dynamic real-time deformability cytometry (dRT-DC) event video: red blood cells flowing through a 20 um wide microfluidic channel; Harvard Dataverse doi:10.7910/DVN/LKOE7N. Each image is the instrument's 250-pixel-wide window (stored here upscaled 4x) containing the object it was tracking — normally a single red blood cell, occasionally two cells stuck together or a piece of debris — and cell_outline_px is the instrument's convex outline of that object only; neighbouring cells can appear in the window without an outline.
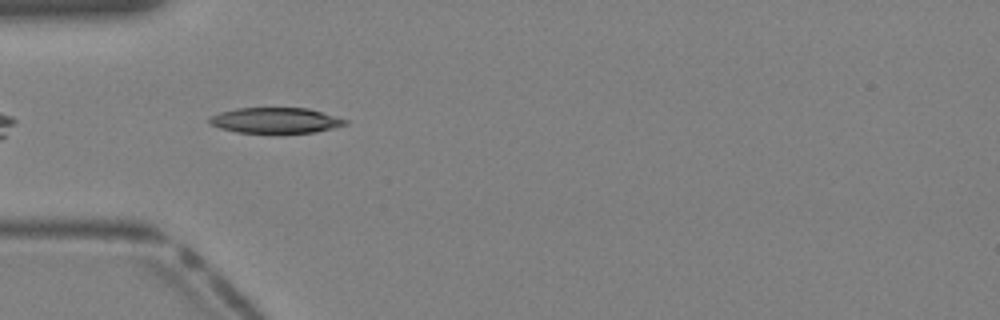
{"species": "Egyptian fruit bat (a non-hibernating species)", "species_latin": "Rousettus aegyptiacus", "temperature_condition": "warm", "stored_images_in_passage": 29, "camera_frame_rate_fps": 3000, "um_per_image_px": 0.085, "animal": {"sex": "female"}, "frame": {"image": 1, "passage_image": 2, "time_ms": 0.333, "image_size_px": [1000, 320], "cell_outline_px": [[348, 124], [316, 132], [236, 132], [220, 128], [208, 124], [208, 120], [212, 116], [220, 112], [236, 108], [308, 108], [336, 116], [348, 120]], "centroid_in_image_um": [23.41, 10.22], "position_along_channel_um": 61.6, "area_um2": 20.06}}
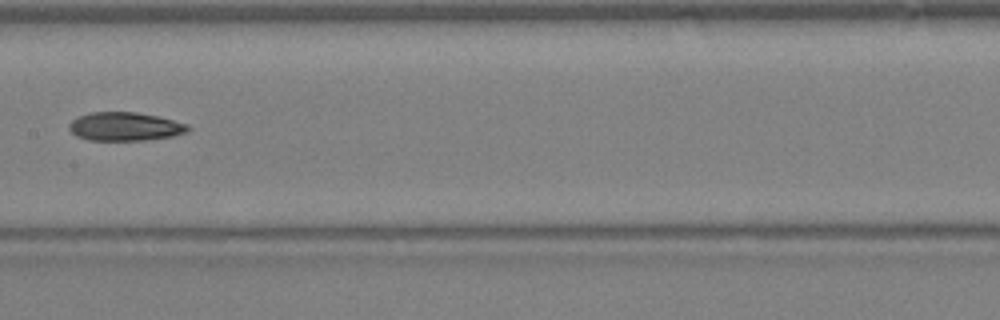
{"frame": {"image": 2, "passage_image": 10, "time_ms": 3.0, "image_size_px": [1000, 320], "cell_outline_px": [[192, 128], [188, 132], [172, 136], [144, 140], [88, 140], [76, 136], [68, 128], [68, 124], [72, 120], [80, 116], [92, 112], [136, 112], [156, 116], [188, 124]], "centroid_in_image_um": [10.63, 10.76], "position_along_channel_um": 196.8, "area_um2": 19.71}}
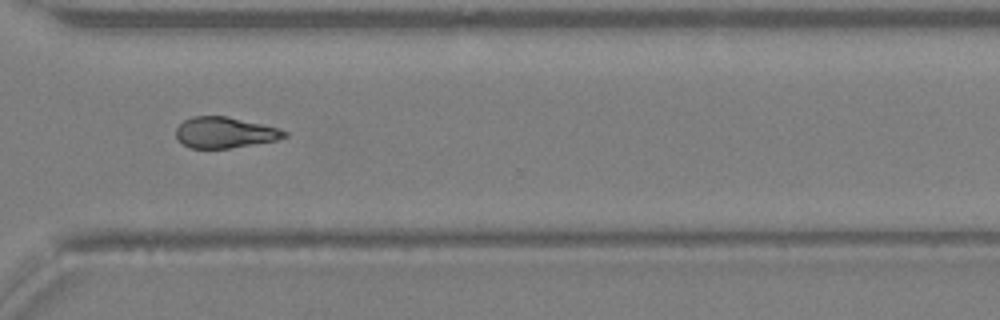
{"frame": {"image": 3, "passage_image": 19, "time_ms": 6.0, "image_size_px": [1000, 320], "cell_outline_px": [[288, 136], [276, 140], [228, 148], [188, 148], [176, 136], [176, 128], [184, 120], [192, 116], [228, 116], [276, 128], [288, 132]], "centroid_in_image_um": [19.08, 11.26], "position_along_channel_um": 351.5, "area_um2": 19.25}}